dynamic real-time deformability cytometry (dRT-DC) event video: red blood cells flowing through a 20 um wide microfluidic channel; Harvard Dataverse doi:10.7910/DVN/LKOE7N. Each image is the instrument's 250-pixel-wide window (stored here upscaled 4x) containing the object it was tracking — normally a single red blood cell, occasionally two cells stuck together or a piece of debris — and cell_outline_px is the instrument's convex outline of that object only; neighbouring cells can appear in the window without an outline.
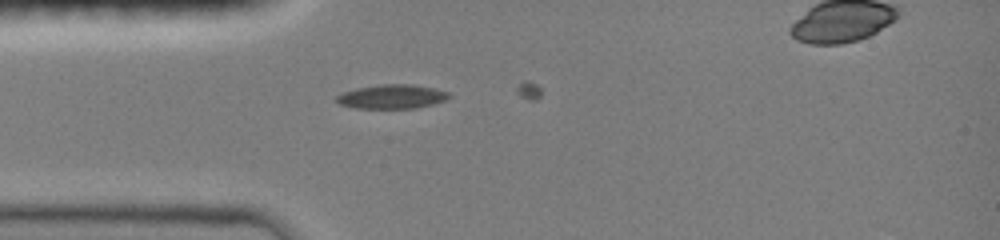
{"species": "common noctule bat (a hibernating species)", "species_latin": "Nyctalus noctula", "temperature_condition": "room temperature", "stored_images_in_passage": 4, "camera_frame_rate_fps": 3000, "um_per_image_px": 0.085, "animal": {"sex": "female", "body_mass_g": 19.0, "forearm_length_mm": 51.5}, "frame": {"image": 1, "passage_image": 1, "time_ms": 0.0, "image_size_px": [1000, 240], "cell_outline_px": [[452, 96], [444, 100], [432, 104], [416, 108], [356, 108], [340, 104], [336, 100], [336, 96], [344, 92], [356, 88], [380, 84], [412, 84], [432, 88], [448, 92]], "centroid_in_image_um": [33.31, 8.21], "position_along_channel_um": 51.7, "area_um2": 15.66}}